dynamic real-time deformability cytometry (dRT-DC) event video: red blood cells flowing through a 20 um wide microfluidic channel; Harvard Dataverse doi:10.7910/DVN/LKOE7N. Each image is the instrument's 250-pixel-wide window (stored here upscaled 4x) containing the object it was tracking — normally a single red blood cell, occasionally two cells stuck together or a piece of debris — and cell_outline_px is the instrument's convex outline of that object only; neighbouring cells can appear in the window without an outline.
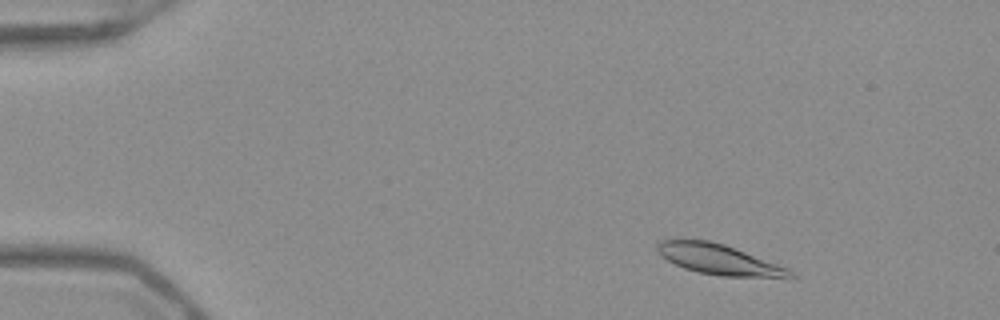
{"species": "Egyptian fruit bat (a non-hibernating species)", "species_latin": "Rousettus aegyptiacus", "temperature_condition": "warm", "stored_images_in_passage": 51, "camera_frame_rate_fps": 3000, "um_per_image_px": 0.085, "frame": {"image": 1, "passage_image": 6, "time_ms": 1.667, "image_size_px": [1000, 320], "cell_outline_px": [[796, 276], [792, 280], [788, 280], [720, 276], [696, 272], [684, 268], [668, 260], [656, 252], [656, 244], [660, 240], [708, 240], [724, 244], [788, 268]], "centroid_in_image_um": [61.22, 22.11], "position_along_channel_um": 23.8, "area_um2": 24.04}}
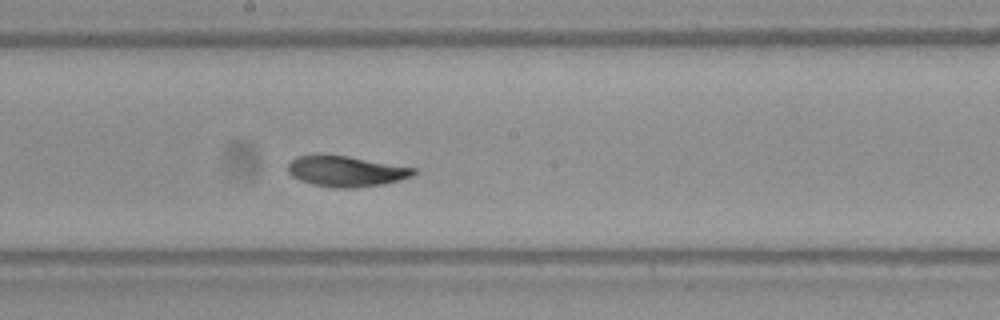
{"frame": {"image": 2, "passage_image": 28, "time_ms": 9.0, "image_size_px": [1000, 320], "cell_outline_px": [[416, 172], [412, 176], [400, 180], [384, 184], [352, 188], [332, 188], [312, 184], [300, 180], [292, 176], [288, 172], [288, 164], [296, 156], [348, 156], [416, 168]], "centroid_in_image_um": [29.44, 14.58], "position_along_channel_um": 218.8, "area_um2": 22.2}}
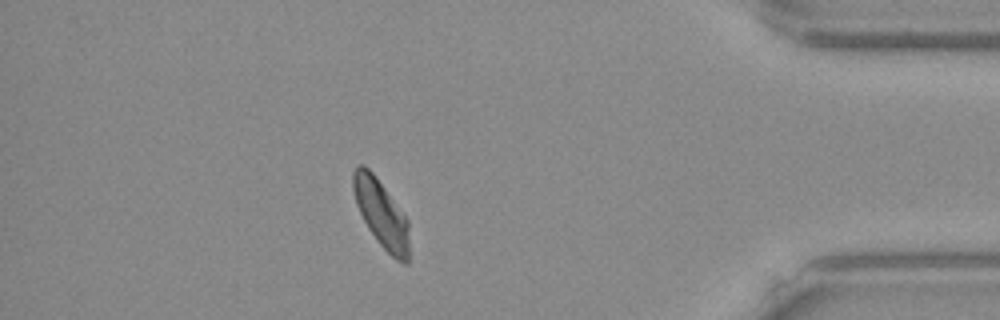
{"frame": {"image": 3, "passage_image": 45, "time_ms": 14.667, "image_size_px": [1000, 320], "cell_outline_px": [[408, 264], [404, 264], [396, 260], [380, 244], [368, 228], [356, 204], [352, 188], [352, 172], [356, 164], [364, 164], [372, 172], [408, 220]], "centroid_in_image_um": [32.37, 18.13], "position_along_channel_um": 402.8, "area_um2": 21.73}, "authors_computed_cell_mechanics": {"area_um2": 22.6576, "velocity_mm_per_s": 3.9175, "shape_relaxation_time_tau1_ms": 9.3329, "shape_relaxation_time_tau2_ms": 2.2544, "deformation_change_tau1": 0.2382, "deformation_change_tau2": 0.0608}}